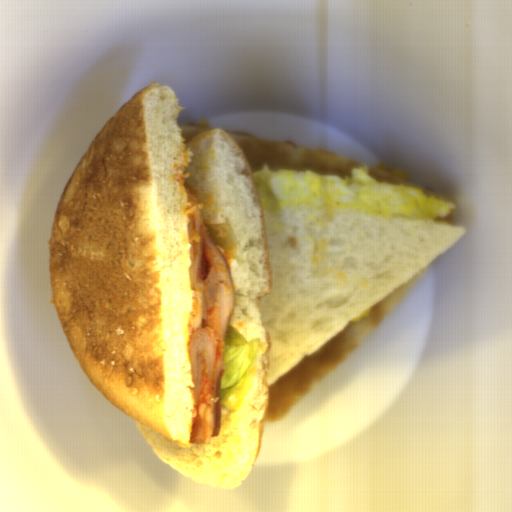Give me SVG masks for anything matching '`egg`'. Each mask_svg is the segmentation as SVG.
<instances>
[{
	"label": "egg",
	"mask_w": 512,
	"mask_h": 512,
	"mask_svg": "<svg viewBox=\"0 0 512 512\" xmlns=\"http://www.w3.org/2000/svg\"><path fill=\"white\" fill-rule=\"evenodd\" d=\"M252 174L263 209L303 205L440 221L458 208L455 202L435 199L418 188L379 183L372 179L366 164L352 169L349 176L267 165Z\"/></svg>",
	"instance_id": "egg-1"
}]
</instances>
